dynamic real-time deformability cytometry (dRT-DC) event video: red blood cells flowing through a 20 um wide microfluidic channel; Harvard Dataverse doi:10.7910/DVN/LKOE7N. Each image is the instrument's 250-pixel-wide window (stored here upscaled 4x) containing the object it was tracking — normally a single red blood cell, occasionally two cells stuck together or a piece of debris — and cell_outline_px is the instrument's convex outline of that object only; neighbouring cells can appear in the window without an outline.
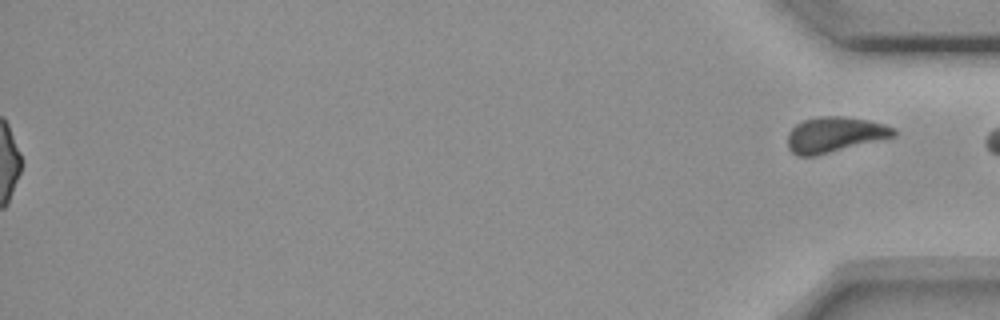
{"species": "common noctule bat (a hibernating species)", "species_latin": "Nyctalus noctula", "temperature_condition": "room temperature", "stored_images_in_passage": 56, "segment_of_instrument_passage": [2, 2], "camera_frame_rate_fps": 3000, "um_per_image_px": 0.085, "animal": {"sex": "female", "body_mass_g": 18.4}, "frame": {"image": 1, "passage_image": 56, "time_ms": 18.333, "image_size_px": [1000, 320], "cell_outline_px": [[896, 136], [816, 156], [796, 156], [788, 148], [788, 132], [796, 124], [804, 120], [820, 116], [844, 116], [868, 120], [884, 124], [896, 128]], "centroid_in_image_um": [70.95, 11.44], "position_along_channel_um": 364.3, "area_um2": 22.02}}